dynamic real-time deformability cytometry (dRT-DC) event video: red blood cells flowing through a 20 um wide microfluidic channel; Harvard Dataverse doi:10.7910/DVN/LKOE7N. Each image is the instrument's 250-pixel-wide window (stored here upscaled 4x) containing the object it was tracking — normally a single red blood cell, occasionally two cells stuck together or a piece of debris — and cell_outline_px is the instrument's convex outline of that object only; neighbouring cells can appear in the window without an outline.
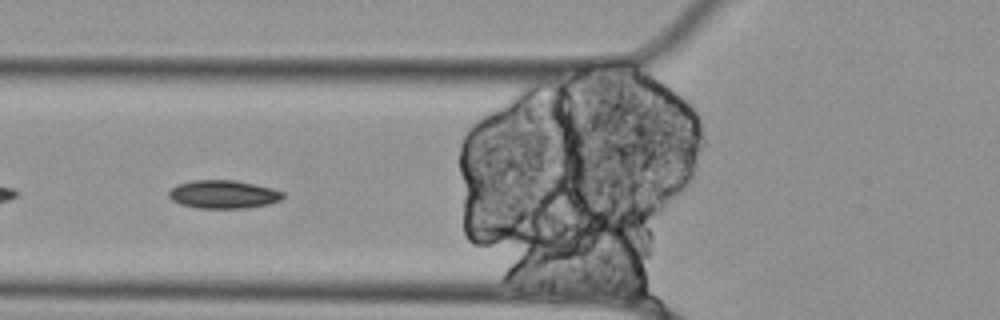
{"species": "Egyptian fruit bat (a non-hibernating species)", "species_latin": "Rousettus aegyptiacus", "temperature_condition": "cold", "stored_images_in_passage": 39, "camera_frame_rate_fps": 3000, "um_per_image_px": 0.085, "animal": {"sex": "female"}, "frame": {"image": 1, "passage_image": 3, "time_ms": 0.667, "image_size_px": [1000, 320], "cell_outline_px": [[284, 196], [280, 200], [268, 204], [244, 208], [196, 208], [180, 204], [172, 200], [168, 196], [168, 192], [176, 184], [192, 180], [236, 180], [272, 188], [284, 192]], "centroid_in_image_um": [18.96, 16.51], "position_along_channel_um": 106.8, "area_um2": 18.84}}
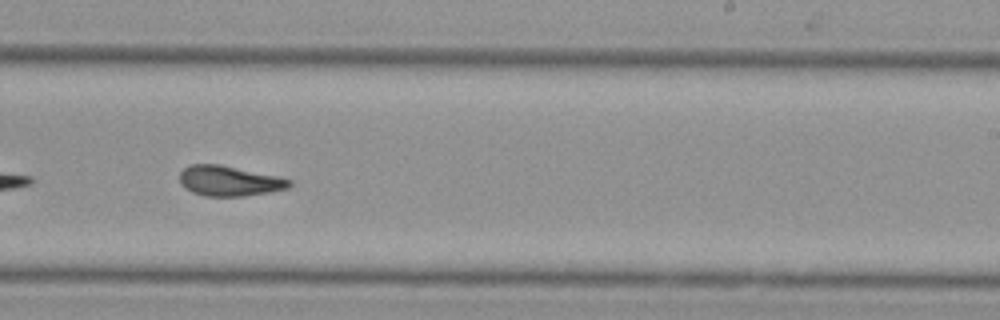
{"frame": {"image": 2, "passage_image": 17, "time_ms": 5.333, "image_size_px": [1000, 320], "cell_outline_px": [[292, 184], [288, 188], [268, 192], [244, 196], [204, 196], [192, 192], [184, 188], [180, 184], [180, 172], [184, 168], [192, 164], [220, 164], [280, 176], [292, 180]], "centroid_in_image_um": [19.49, 15.37], "position_along_channel_um": 269.5, "area_um2": 19.48}}
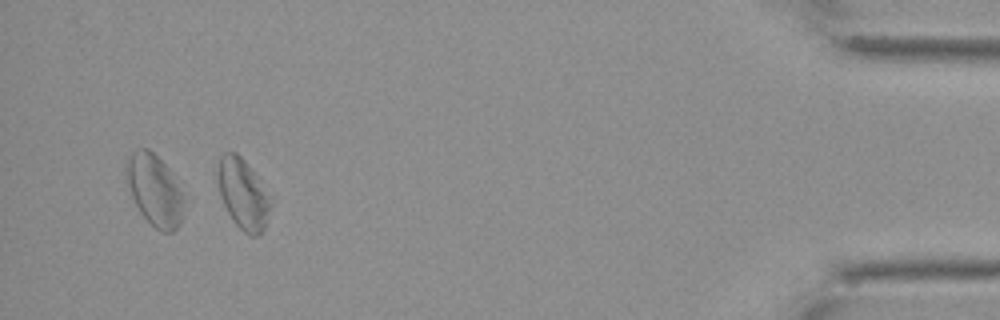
{"frame": {"image": 3, "passage_image": 35, "time_ms": 11.333, "image_size_px": [1000, 320], "cell_outline_px": [[272, 204], [264, 228], [256, 236], [252, 236], [244, 232], [236, 224], [228, 212], [220, 196], [216, 176], [216, 172], [220, 156], [224, 152], [236, 152], [244, 160], [252, 172]], "centroid_in_image_um": [20.59, 16.48], "position_along_channel_um": 414.6, "area_um2": 21.04}}